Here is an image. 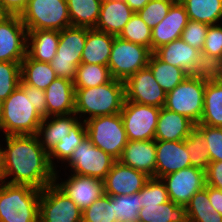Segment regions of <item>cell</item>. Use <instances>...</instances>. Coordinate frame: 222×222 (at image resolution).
<instances>
[{
    "label": "cell",
    "instance_id": "6da1fadb",
    "mask_svg": "<svg viewBox=\"0 0 222 222\" xmlns=\"http://www.w3.org/2000/svg\"><path fill=\"white\" fill-rule=\"evenodd\" d=\"M3 139L4 182L39 190L54 183L56 170L37 135H7Z\"/></svg>",
    "mask_w": 222,
    "mask_h": 222
},
{
    "label": "cell",
    "instance_id": "7a4b0ae2",
    "mask_svg": "<svg viewBox=\"0 0 222 222\" xmlns=\"http://www.w3.org/2000/svg\"><path fill=\"white\" fill-rule=\"evenodd\" d=\"M125 101V84L112 78L91 88L75 89V114L80 120L119 114Z\"/></svg>",
    "mask_w": 222,
    "mask_h": 222
},
{
    "label": "cell",
    "instance_id": "3957f363",
    "mask_svg": "<svg viewBox=\"0 0 222 222\" xmlns=\"http://www.w3.org/2000/svg\"><path fill=\"white\" fill-rule=\"evenodd\" d=\"M41 190L4 182L0 188V222H39Z\"/></svg>",
    "mask_w": 222,
    "mask_h": 222
},
{
    "label": "cell",
    "instance_id": "277c9868",
    "mask_svg": "<svg viewBox=\"0 0 222 222\" xmlns=\"http://www.w3.org/2000/svg\"><path fill=\"white\" fill-rule=\"evenodd\" d=\"M42 120L20 85L1 103V131L4 136L36 135Z\"/></svg>",
    "mask_w": 222,
    "mask_h": 222
},
{
    "label": "cell",
    "instance_id": "5b68a950",
    "mask_svg": "<svg viewBox=\"0 0 222 222\" xmlns=\"http://www.w3.org/2000/svg\"><path fill=\"white\" fill-rule=\"evenodd\" d=\"M206 73L189 75L176 88L167 92L164 108L199 124L204 105Z\"/></svg>",
    "mask_w": 222,
    "mask_h": 222
},
{
    "label": "cell",
    "instance_id": "8992f818",
    "mask_svg": "<svg viewBox=\"0 0 222 222\" xmlns=\"http://www.w3.org/2000/svg\"><path fill=\"white\" fill-rule=\"evenodd\" d=\"M85 126L87 137L93 145L116 160L121 158L128 139L120 113L88 119Z\"/></svg>",
    "mask_w": 222,
    "mask_h": 222
},
{
    "label": "cell",
    "instance_id": "52a82bcc",
    "mask_svg": "<svg viewBox=\"0 0 222 222\" xmlns=\"http://www.w3.org/2000/svg\"><path fill=\"white\" fill-rule=\"evenodd\" d=\"M20 19L27 31H61L71 26L67 0H29Z\"/></svg>",
    "mask_w": 222,
    "mask_h": 222
},
{
    "label": "cell",
    "instance_id": "ba28073f",
    "mask_svg": "<svg viewBox=\"0 0 222 222\" xmlns=\"http://www.w3.org/2000/svg\"><path fill=\"white\" fill-rule=\"evenodd\" d=\"M86 38V27L70 26L60 31L57 53L50 62L57 77L71 81L75 79Z\"/></svg>",
    "mask_w": 222,
    "mask_h": 222
},
{
    "label": "cell",
    "instance_id": "9c48e42d",
    "mask_svg": "<svg viewBox=\"0 0 222 222\" xmlns=\"http://www.w3.org/2000/svg\"><path fill=\"white\" fill-rule=\"evenodd\" d=\"M152 51L115 36L108 61L111 77L125 82L140 69L148 66Z\"/></svg>",
    "mask_w": 222,
    "mask_h": 222
},
{
    "label": "cell",
    "instance_id": "30bf717a",
    "mask_svg": "<svg viewBox=\"0 0 222 222\" xmlns=\"http://www.w3.org/2000/svg\"><path fill=\"white\" fill-rule=\"evenodd\" d=\"M117 160L91 143L86 136L74 150L70 159L64 164L69 172L104 180Z\"/></svg>",
    "mask_w": 222,
    "mask_h": 222
},
{
    "label": "cell",
    "instance_id": "8fae6325",
    "mask_svg": "<svg viewBox=\"0 0 222 222\" xmlns=\"http://www.w3.org/2000/svg\"><path fill=\"white\" fill-rule=\"evenodd\" d=\"M160 110L125 100L120 114L128 141L154 140Z\"/></svg>",
    "mask_w": 222,
    "mask_h": 222
},
{
    "label": "cell",
    "instance_id": "7c38bea8",
    "mask_svg": "<svg viewBox=\"0 0 222 222\" xmlns=\"http://www.w3.org/2000/svg\"><path fill=\"white\" fill-rule=\"evenodd\" d=\"M39 222H82V210L53 183L41 190Z\"/></svg>",
    "mask_w": 222,
    "mask_h": 222
},
{
    "label": "cell",
    "instance_id": "4fadbf2b",
    "mask_svg": "<svg viewBox=\"0 0 222 222\" xmlns=\"http://www.w3.org/2000/svg\"><path fill=\"white\" fill-rule=\"evenodd\" d=\"M161 61L179 67L189 75L213 72L203 61L201 51L181 38L160 46L153 52Z\"/></svg>",
    "mask_w": 222,
    "mask_h": 222
},
{
    "label": "cell",
    "instance_id": "5bb4252c",
    "mask_svg": "<svg viewBox=\"0 0 222 222\" xmlns=\"http://www.w3.org/2000/svg\"><path fill=\"white\" fill-rule=\"evenodd\" d=\"M27 30L18 15L0 19V62H21L26 56Z\"/></svg>",
    "mask_w": 222,
    "mask_h": 222
},
{
    "label": "cell",
    "instance_id": "9a60e30c",
    "mask_svg": "<svg viewBox=\"0 0 222 222\" xmlns=\"http://www.w3.org/2000/svg\"><path fill=\"white\" fill-rule=\"evenodd\" d=\"M161 180L165 183L169 200L183 206L206 185L205 171L193 166L170 173Z\"/></svg>",
    "mask_w": 222,
    "mask_h": 222
},
{
    "label": "cell",
    "instance_id": "2e32d148",
    "mask_svg": "<svg viewBox=\"0 0 222 222\" xmlns=\"http://www.w3.org/2000/svg\"><path fill=\"white\" fill-rule=\"evenodd\" d=\"M124 84L126 101L164 107L167 93L158 85L148 66L129 77Z\"/></svg>",
    "mask_w": 222,
    "mask_h": 222
},
{
    "label": "cell",
    "instance_id": "e0dca14e",
    "mask_svg": "<svg viewBox=\"0 0 222 222\" xmlns=\"http://www.w3.org/2000/svg\"><path fill=\"white\" fill-rule=\"evenodd\" d=\"M59 174V170H56L54 183L71 198L82 211L104 194V182L100 179L70 173L67 177L68 179L64 178L62 181ZM58 179H60V181Z\"/></svg>",
    "mask_w": 222,
    "mask_h": 222
},
{
    "label": "cell",
    "instance_id": "ac0fdd59",
    "mask_svg": "<svg viewBox=\"0 0 222 222\" xmlns=\"http://www.w3.org/2000/svg\"><path fill=\"white\" fill-rule=\"evenodd\" d=\"M150 177L132 167L116 161L106 175L104 182V194L109 196L132 195L139 192Z\"/></svg>",
    "mask_w": 222,
    "mask_h": 222
},
{
    "label": "cell",
    "instance_id": "d6986e66",
    "mask_svg": "<svg viewBox=\"0 0 222 222\" xmlns=\"http://www.w3.org/2000/svg\"><path fill=\"white\" fill-rule=\"evenodd\" d=\"M156 169L155 178L177 172L191 166L189 152L184 140L181 141H155Z\"/></svg>",
    "mask_w": 222,
    "mask_h": 222
},
{
    "label": "cell",
    "instance_id": "ffe728a7",
    "mask_svg": "<svg viewBox=\"0 0 222 222\" xmlns=\"http://www.w3.org/2000/svg\"><path fill=\"white\" fill-rule=\"evenodd\" d=\"M189 22L184 6L176 0L170 7L167 15L151 30V51L160 46L181 38L182 31Z\"/></svg>",
    "mask_w": 222,
    "mask_h": 222
},
{
    "label": "cell",
    "instance_id": "44dd1931",
    "mask_svg": "<svg viewBox=\"0 0 222 222\" xmlns=\"http://www.w3.org/2000/svg\"><path fill=\"white\" fill-rule=\"evenodd\" d=\"M47 117L69 115L75 112L73 81L57 77L45 90Z\"/></svg>",
    "mask_w": 222,
    "mask_h": 222
},
{
    "label": "cell",
    "instance_id": "7402d4cb",
    "mask_svg": "<svg viewBox=\"0 0 222 222\" xmlns=\"http://www.w3.org/2000/svg\"><path fill=\"white\" fill-rule=\"evenodd\" d=\"M118 161L155 178V140L128 141Z\"/></svg>",
    "mask_w": 222,
    "mask_h": 222
},
{
    "label": "cell",
    "instance_id": "603a6c76",
    "mask_svg": "<svg viewBox=\"0 0 222 222\" xmlns=\"http://www.w3.org/2000/svg\"><path fill=\"white\" fill-rule=\"evenodd\" d=\"M134 13L124 0H102L94 29L118 36Z\"/></svg>",
    "mask_w": 222,
    "mask_h": 222
},
{
    "label": "cell",
    "instance_id": "cb8c5ba5",
    "mask_svg": "<svg viewBox=\"0 0 222 222\" xmlns=\"http://www.w3.org/2000/svg\"><path fill=\"white\" fill-rule=\"evenodd\" d=\"M194 128L195 124L187 117L162 107L158 116L154 140H185Z\"/></svg>",
    "mask_w": 222,
    "mask_h": 222
},
{
    "label": "cell",
    "instance_id": "d4e9b609",
    "mask_svg": "<svg viewBox=\"0 0 222 222\" xmlns=\"http://www.w3.org/2000/svg\"><path fill=\"white\" fill-rule=\"evenodd\" d=\"M79 120L75 113L43 118L36 134L42 147L49 153L60 140L69 135Z\"/></svg>",
    "mask_w": 222,
    "mask_h": 222
},
{
    "label": "cell",
    "instance_id": "484cf974",
    "mask_svg": "<svg viewBox=\"0 0 222 222\" xmlns=\"http://www.w3.org/2000/svg\"><path fill=\"white\" fill-rule=\"evenodd\" d=\"M199 124L222 128V79L214 71L206 73L203 113Z\"/></svg>",
    "mask_w": 222,
    "mask_h": 222
},
{
    "label": "cell",
    "instance_id": "4316f807",
    "mask_svg": "<svg viewBox=\"0 0 222 222\" xmlns=\"http://www.w3.org/2000/svg\"><path fill=\"white\" fill-rule=\"evenodd\" d=\"M58 30L27 31L26 54L39 62L50 63L57 53L59 43Z\"/></svg>",
    "mask_w": 222,
    "mask_h": 222
},
{
    "label": "cell",
    "instance_id": "83f0119b",
    "mask_svg": "<svg viewBox=\"0 0 222 222\" xmlns=\"http://www.w3.org/2000/svg\"><path fill=\"white\" fill-rule=\"evenodd\" d=\"M114 35L87 28L81 63L98 64L108 66Z\"/></svg>",
    "mask_w": 222,
    "mask_h": 222
},
{
    "label": "cell",
    "instance_id": "f1b7e54d",
    "mask_svg": "<svg viewBox=\"0 0 222 222\" xmlns=\"http://www.w3.org/2000/svg\"><path fill=\"white\" fill-rule=\"evenodd\" d=\"M56 78L50 63L36 61L27 54L21 61V81L26 85L45 91Z\"/></svg>",
    "mask_w": 222,
    "mask_h": 222
},
{
    "label": "cell",
    "instance_id": "f546056e",
    "mask_svg": "<svg viewBox=\"0 0 222 222\" xmlns=\"http://www.w3.org/2000/svg\"><path fill=\"white\" fill-rule=\"evenodd\" d=\"M186 9L189 20L207 25L222 22V0H179Z\"/></svg>",
    "mask_w": 222,
    "mask_h": 222
},
{
    "label": "cell",
    "instance_id": "4dcf8cb0",
    "mask_svg": "<svg viewBox=\"0 0 222 222\" xmlns=\"http://www.w3.org/2000/svg\"><path fill=\"white\" fill-rule=\"evenodd\" d=\"M102 0H67L71 26L95 28Z\"/></svg>",
    "mask_w": 222,
    "mask_h": 222
},
{
    "label": "cell",
    "instance_id": "1f68e13d",
    "mask_svg": "<svg viewBox=\"0 0 222 222\" xmlns=\"http://www.w3.org/2000/svg\"><path fill=\"white\" fill-rule=\"evenodd\" d=\"M87 136V130L85 126V121L79 120L70 130L69 135L66 136L63 140H60L54 148L48 153V158L51 166L57 170L56 163L54 160H57L58 163L65 164L70 157L72 156L74 150L77 146L83 141Z\"/></svg>",
    "mask_w": 222,
    "mask_h": 222
},
{
    "label": "cell",
    "instance_id": "d6a6232c",
    "mask_svg": "<svg viewBox=\"0 0 222 222\" xmlns=\"http://www.w3.org/2000/svg\"><path fill=\"white\" fill-rule=\"evenodd\" d=\"M148 67L152 71L158 85L166 93L176 88L189 76L183 69L161 61L154 53L150 56Z\"/></svg>",
    "mask_w": 222,
    "mask_h": 222
},
{
    "label": "cell",
    "instance_id": "836d02e7",
    "mask_svg": "<svg viewBox=\"0 0 222 222\" xmlns=\"http://www.w3.org/2000/svg\"><path fill=\"white\" fill-rule=\"evenodd\" d=\"M222 23L210 25L201 52L203 61L212 70L222 68Z\"/></svg>",
    "mask_w": 222,
    "mask_h": 222
},
{
    "label": "cell",
    "instance_id": "e575fe53",
    "mask_svg": "<svg viewBox=\"0 0 222 222\" xmlns=\"http://www.w3.org/2000/svg\"><path fill=\"white\" fill-rule=\"evenodd\" d=\"M112 79L108 66L81 63L73 80L75 89L93 88Z\"/></svg>",
    "mask_w": 222,
    "mask_h": 222
},
{
    "label": "cell",
    "instance_id": "d590c367",
    "mask_svg": "<svg viewBox=\"0 0 222 222\" xmlns=\"http://www.w3.org/2000/svg\"><path fill=\"white\" fill-rule=\"evenodd\" d=\"M116 222H138L140 210V193L111 196Z\"/></svg>",
    "mask_w": 222,
    "mask_h": 222
},
{
    "label": "cell",
    "instance_id": "8d00e7d4",
    "mask_svg": "<svg viewBox=\"0 0 222 222\" xmlns=\"http://www.w3.org/2000/svg\"><path fill=\"white\" fill-rule=\"evenodd\" d=\"M184 142L189 152L191 166L206 171L210 163V156L202 134L194 128Z\"/></svg>",
    "mask_w": 222,
    "mask_h": 222
},
{
    "label": "cell",
    "instance_id": "74e56055",
    "mask_svg": "<svg viewBox=\"0 0 222 222\" xmlns=\"http://www.w3.org/2000/svg\"><path fill=\"white\" fill-rule=\"evenodd\" d=\"M151 30L152 29L140 18V16L134 13L118 37L148 47L151 50Z\"/></svg>",
    "mask_w": 222,
    "mask_h": 222
},
{
    "label": "cell",
    "instance_id": "f35d334b",
    "mask_svg": "<svg viewBox=\"0 0 222 222\" xmlns=\"http://www.w3.org/2000/svg\"><path fill=\"white\" fill-rule=\"evenodd\" d=\"M82 222H116L113 211V198L103 194L82 211Z\"/></svg>",
    "mask_w": 222,
    "mask_h": 222
},
{
    "label": "cell",
    "instance_id": "ab89813d",
    "mask_svg": "<svg viewBox=\"0 0 222 222\" xmlns=\"http://www.w3.org/2000/svg\"><path fill=\"white\" fill-rule=\"evenodd\" d=\"M20 81L21 62H0V103L19 87Z\"/></svg>",
    "mask_w": 222,
    "mask_h": 222
},
{
    "label": "cell",
    "instance_id": "60d3db41",
    "mask_svg": "<svg viewBox=\"0 0 222 222\" xmlns=\"http://www.w3.org/2000/svg\"><path fill=\"white\" fill-rule=\"evenodd\" d=\"M139 193L140 209L145 206H157L169 201L165 183L159 178L150 177Z\"/></svg>",
    "mask_w": 222,
    "mask_h": 222
},
{
    "label": "cell",
    "instance_id": "b9f144b4",
    "mask_svg": "<svg viewBox=\"0 0 222 222\" xmlns=\"http://www.w3.org/2000/svg\"><path fill=\"white\" fill-rule=\"evenodd\" d=\"M176 0H150L137 14L153 29L166 17L171 5Z\"/></svg>",
    "mask_w": 222,
    "mask_h": 222
},
{
    "label": "cell",
    "instance_id": "7bdbcfd3",
    "mask_svg": "<svg viewBox=\"0 0 222 222\" xmlns=\"http://www.w3.org/2000/svg\"><path fill=\"white\" fill-rule=\"evenodd\" d=\"M195 128L204 138L207 151L209 152L210 162L222 161V128L203 124H197Z\"/></svg>",
    "mask_w": 222,
    "mask_h": 222
},
{
    "label": "cell",
    "instance_id": "ee69618b",
    "mask_svg": "<svg viewBox=\"0 0 222 222\" xmlns=\"http://www.w3.org/2000/svg\"><path fill=\"white\" fill-rule=\"evenodd\" d=\"M208 27L209 25L207 24L189 20L182 31L181 39L191 47L202 52Z\"/></svg>",
    "mask_w": 222,
    "mask_h": 222
},
{
    "label": "cell",
    "instance_id": "f6af8a7d",
    "mask_svg": "<svg viewBox=\"0 0 222 222\" xmlns=\"http://www.w3.org/2000/svg\"><path fill=\"white\" fill-rule=\"evenodd\" d=\"M157 222H188L186 206L177 205L171 200L159 204Z\"/></svg>",
    "mask_w": 222,
    "mask_h": 222
},
{
    "label": "cell",
    "instance_id": "bcb514c9",
    "mask_svg": "<svg viewBox=\"0 0 222 222\" xmlns=\"http://www.w3.org/2000/svg\"><path fill=\"white\" fill-rule=\"evenodd\" d=\"M187 214H207L216 211L208 198V185L196 192L186 205Z\"/></svg>",
    "mask_w": 222,
    "mask_h": 222
},
{
    "label": "cell",
    "instance_id": "7dc6e473",
    "mask_svg": "<svg viewBox=\"0 0 222 222\" xmlns=\"http://www.w3.org/2000/svg\"><path fill=\"white\" fill-rule=\"evenodd\" d=\"M20 86L24 89L26 97L32 101L36 112L42 117H47L45 91L29 86L20 81Z\"/></svg>",
    "mask_w": 222,
    "mask_h": 222
},
{
    "label": "cell",
    "instance_id": "c3c4849f",
    "mask_svg": "<svg viewBox=\"0 0 222 222\" xmlns=\"http://www.w3.org/2000/svg\"><path fill=\"white\" fill-rule=\"evenodd\" d=\"M205 176L206 185L222 190V161L210 162Z\"/></svg>",
    "mask_w": 222,
    "mask_h": 222
},
{
    "label": "cell",
    "instance_id": "681fc988",
    "mask_svg": "<svg viewBox=\"0 0 222 222\" xmlns=\"http://www.w3.org/2000/svg\"><path fill=\"white\" fill-rule=\"evenodd\" d=\"M28 2L29 0H0V7L5 15L20 16Z\"/></svg>",
    "mask_w": 222,
    "mask_h": 222
},
{
    "label": "cell",
    "instance_id": "f907efd6",
    "mask_svg": "<svg viewBox=\"0 0 222 222\" xmlns=\"http://www.w3.org/2000/svg\"><path fill=\"white\" fill-rule=\"evenodd\" d=\"M188 222H222V215L219 212L207 214H187Z\"/></svg>",
    "mask_w": 222,
    "mask_h": 222
},
{
    "label": "cell",
    "instance_id": "816d5d0a",
    "mask_svg": "<svg viewBox=\"0 0 222 222\" xmlns=\"http://www.w3.org/2000/svg\"><path fill=\"white\" fill-rule=\"evenodd\" d=\"M208 198L211 206L222 215V190L208 186Z\"/></svg>",
    "mask_w": 222,
    "mask_h": 222
},
{
    "label": "cell",
    "instance_id": "f5cc1de1",
    "mask_svg": "<svg viewBox=\"0 0 222 222\" xmlns=\"http://www.w3.org/2000/svg\"><path fill=\"white\" fill-rule=\"evenodd\" d=\"M158 207L157 206H145L142 207L139 210V217L138 220L140 222H157V212H158Z\"/></svg>",
    "mask_w": 222,
    "mask_h": 222
},
{
    "label": "cell",
    "instance_id": "db71d44e",
    "mask_svg": "<svg viewBox=\"0 0 222 222\" xmlns=\"http://www.w3.org/2000/svg\"><path fill=\"white\" fill-rule=\"evenodd\" d=\"M126 4L137 13L140 11L150 0H124Z\"/></svg>",
    "mask_w": 222,
    "mask_h": 222
},
{
    "label": "cell",
    "instance_id": "11a10c76",
    "mask_svg": "<svg viewBox=\"0 0 222 222\" xmlns=\"http://www.w3.org/2000/svg\"><path fill=\"white\" fill-rule=\"evenodd\" d=\"M2 166H3V143L0 144V169H2Z\"/></svg>",
    "mask_w": 222,
    "mask_h": 222
},
{
    "label": "cell",
    "instance_id": "9f6ffc18",
    "mask_svg": "<svg viewBox=\"0 0 222 222\" xmlns=\"http://www.w3.org/2000/svg\"><path fill=\"white\" fill-rule=\"evenodd\" d=\"M3 184H4V178H3L2 169H0V188L2 187Z\"/></svg>",
    "mask_w": 222,
    "mask_h": 222
},
{
    "label": "cell",
    "instance_id": "6f0895ef",
    "mask_svg": "<svg viewBox=\"0 0 222 222\" xmlns=\"http://www.w3.org/2000/svg\"><path fill=\"white\" fill-rule=\"evenodd\" d=\"M222 79V70L214 71Z\"/></svg>",
    "mask_w": 222,
    "mask_h": 222
},
{
    "label": "cell",
    "instance_id": "680465c9",
    "mask_svg": "<svg viewBox=\"0 0 222 222\" xmlns=\"http://www.w3.org/2000/svg\"><path fill=\"white\" fill-rule=\"evenodd\" d=\"M5 16V13L2 11L1 7H0V19L3 18Z\"/></svg>",
    "mask_w": 222,
    "mask_h": 222
},
{
    "label": "cell",
    "instance_id": "91938a15",
    "mask_svg": "<svg viewBox=\"0 0 222 222\" xmlns=\"http://www.w3.org/2000/svg\"><path fill=\"white\" fill-rule=\"evenodd\" d=\"M0 131H1V103H0Z\"/></svg>",
    "mask_w": 222,
    "mask_h": 222
}]
</instances>
